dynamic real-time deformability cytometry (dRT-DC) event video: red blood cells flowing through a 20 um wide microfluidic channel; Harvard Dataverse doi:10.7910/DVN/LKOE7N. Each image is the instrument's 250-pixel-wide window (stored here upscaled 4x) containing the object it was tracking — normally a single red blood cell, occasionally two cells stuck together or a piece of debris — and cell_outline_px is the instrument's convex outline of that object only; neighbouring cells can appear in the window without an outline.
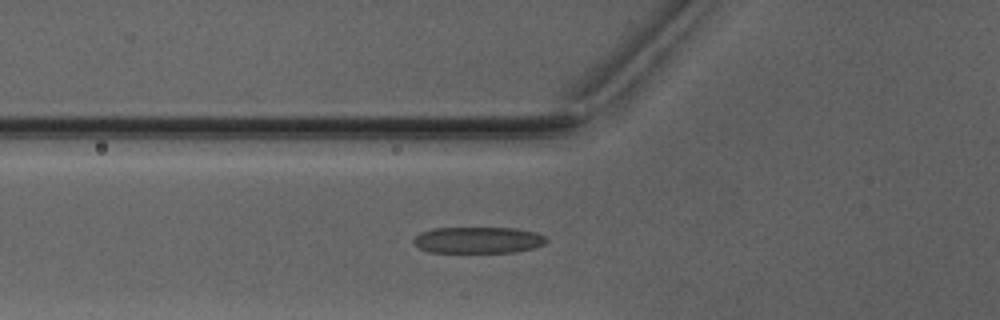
{"species": "Egyptian fruit bat (a non-hibernating species)", "species_latin": "Rousettus aegyptiacus", "temperature_condition": "warm", "stored_images_in_passage": 4, "camera_frame_rate_fps": 3000, "um_per_image_px": 0.085, "animal": {"sex": "male"}, "frame": {"image": 1, "passage_image": 4, "time_ms": 4.333, "image_size_px": [1000, 320], "cell_outline_px": [[548, 240], [544, 244], [532, 248], [512, 252], [428, 252], [420, 248], [412, 240], [420, 232], [432, 228], [516, 228], [536, 232], [544, 236]], "centroid_in_image_um": [40.63, 20.4], "position_along_channel_um": 85.2, "area_um2": 20.35}}